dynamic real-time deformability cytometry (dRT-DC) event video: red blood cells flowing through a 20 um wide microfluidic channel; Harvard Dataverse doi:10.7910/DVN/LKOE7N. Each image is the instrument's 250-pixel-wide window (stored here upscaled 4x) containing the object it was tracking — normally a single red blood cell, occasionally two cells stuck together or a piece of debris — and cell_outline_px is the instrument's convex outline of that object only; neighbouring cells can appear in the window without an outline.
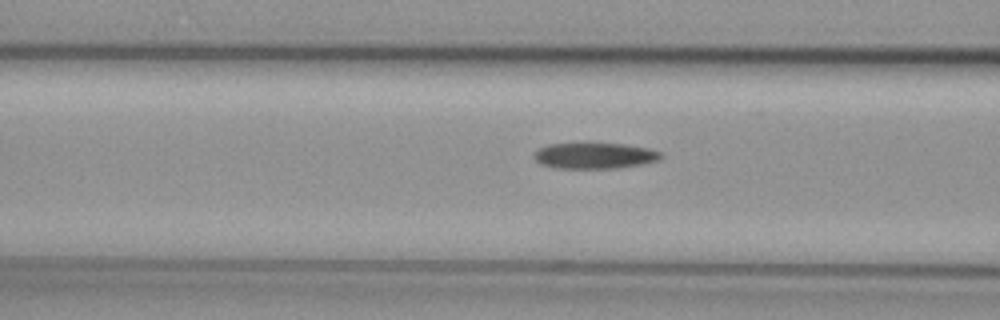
{"species": "common noctule bat (a hibernating species)", "species_latin": "Nyctalus noctula", "temperature_condition": "cold", "stored_images_in_passage": 18, "camera_frame_rate_fps": 3000, "um_per_image_px": 0.085, "animal": {"sex": "female", "body_mass_g": 29.2, "forearm_length_mm": 56.3}, "frame": {"image": 1, "passage_image": 16, "time_ms": 5.0, "image_size_px": [1000, 320], "cell_outline_px": [[664, 156], [660, 160], [640, 164], [616, 168], [552, 168], [540, 164], [532, 156], [536, 148], [548, 144], [624, 144], [648, 148], [660, 152]], "centroid_in_image_um": [50.49, 13.24], "position_along_channel_um": 116.1, "area_um2": 19.19}}